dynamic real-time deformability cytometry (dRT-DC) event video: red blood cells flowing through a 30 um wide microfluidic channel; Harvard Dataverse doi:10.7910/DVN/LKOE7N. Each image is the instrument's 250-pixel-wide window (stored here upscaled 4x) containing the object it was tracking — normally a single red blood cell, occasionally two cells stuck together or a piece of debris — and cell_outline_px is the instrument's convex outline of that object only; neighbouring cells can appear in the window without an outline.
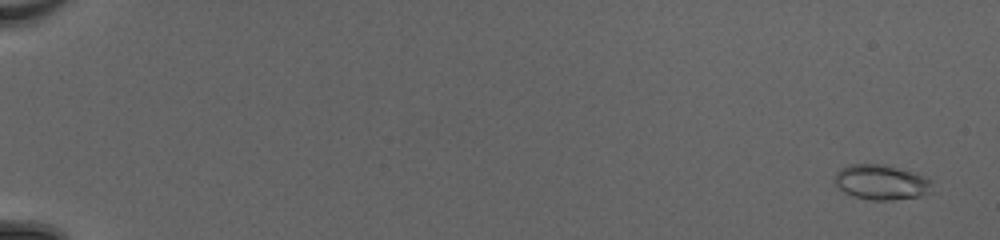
{"species": "common noctule bat (a hibernating species)", "species_latin": "Nyctalus noctula", "temperature_condition": "cold", "stored_images_in_passage": 52, "camera_frame_rate_fps": 3000, "um_per_image_px": 0.085, "animal": {"sex": "female", "body_mass_g": 20.0, "forearm_length_mm": 54.0}, "frame": {"image": 1, "passage_image": 3, "time_ms": 0.667, "image_size_px": [1000, 240], "cell_outline_px": [[932, 192], [924, 196], [892, 200], [868, 200], [852, 196], [844, 192], [836, 184], [836, 172], [840, 168], [848, 164], [884, 164], [912, 172], [932, 180]], "centroid_in_image_um": [74.93, 15.5], "position_along_channel_um": 10.1, "area_um2": 20.06}}
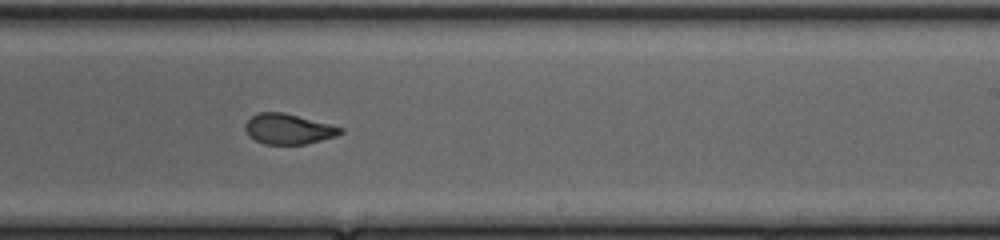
{"frame": {"image": 2, "passage_image": 35, "time_ms": 11.333, "image_size_px": [1000, 240], "cell_outline_px": [[344, 132], [336, 136], [304, 144], [264, 144], [248, 136], [244, 128], [244, 124], [256, 112], [284, 112], [344, 128]], "centroid_in_image_um": [24.48, 10.96], "position_along_channel_um": 264.5, "area_um2": 16.82}}
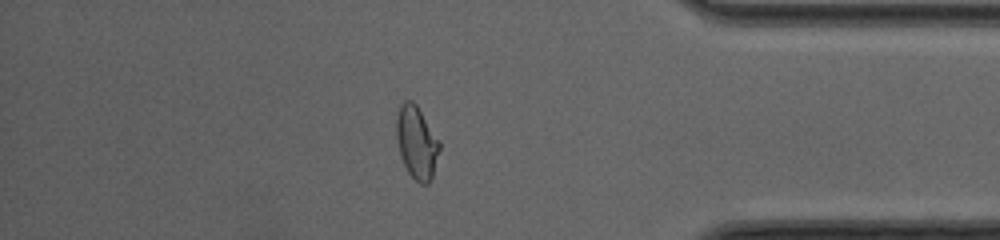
{"frame": {"image": 3, "passage_image": 46, "time_ms": 15.0, "image_size_px": [1000, 240], "cell_outline_px": [[440, 148], [432, 176], [428, 184], [420, 184], [408, 172], [400, 156], [396, 136], [396, 116], [400, 104], [404, 100], [412, 100], [416, 104], [440, 140]], "centroid_in_image_um": [35.41, 12.08], "position_along_channel_um": 399.8, "area_um2": 18.32}, "authors_computed_cell_mechanics": {"area_um2": 18.3226, "velocity_mm_per_s": 4.2347, "shape_relaxation_time_tau1_ms": null, "shape_relaxation_time_tau2_ms": 0.9625, "deformation_change_tau1": null, "deformation_change_tau2": 0.0621}}